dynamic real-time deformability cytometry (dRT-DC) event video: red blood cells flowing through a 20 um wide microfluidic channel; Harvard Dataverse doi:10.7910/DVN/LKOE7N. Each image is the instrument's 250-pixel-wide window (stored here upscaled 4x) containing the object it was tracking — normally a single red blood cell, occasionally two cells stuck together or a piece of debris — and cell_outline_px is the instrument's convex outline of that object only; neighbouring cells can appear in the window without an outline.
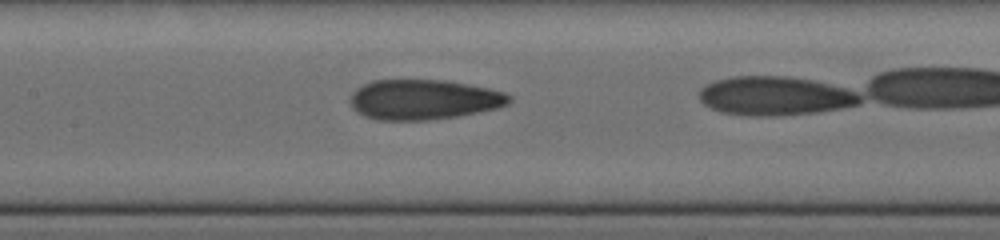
{"species": "human", "species_latin": "Homo sapiens", "temperature_condition": "cold", "stored_images_in_passage": 13, "camera_frame_rate_fps": 3000, "um_per_image_px": 0.085, "donor": {"sex": "female"}, "frame": {"image": 1, "passage_image": 8, "time_ms": 4.333, "image_size_px": [1000, 240], "cell_outline_px": [[512, 100], [508, 104], [496, 108], [456, 116], [428, 120], [376, 120], [364, 116], [356, 112], [352, 108], [352, 92], [356, 88], [372, 80], [444, 80], [468, 84], [488, 88], [504, 92], [512, 96]], "centroid_in_image_um": [36.0, 8.46], "position_along_channel_um": 171.4, "area_um2": 37.05}}